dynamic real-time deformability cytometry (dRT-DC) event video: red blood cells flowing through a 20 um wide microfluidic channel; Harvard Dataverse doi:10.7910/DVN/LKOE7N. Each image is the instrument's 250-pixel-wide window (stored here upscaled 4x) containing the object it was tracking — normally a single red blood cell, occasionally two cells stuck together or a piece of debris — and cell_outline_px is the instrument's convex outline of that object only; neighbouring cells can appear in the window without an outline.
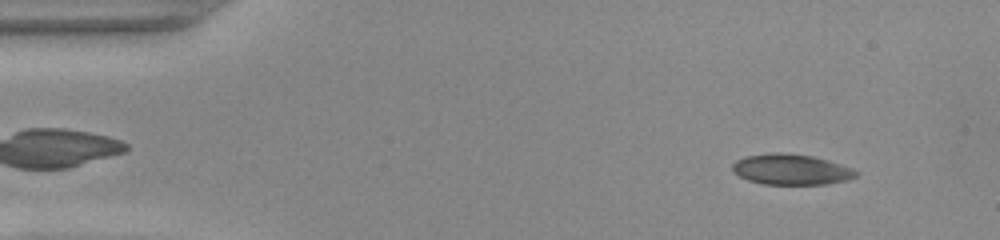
{"species": "common noctule bat (a hibernating species)", "species_latin": "Nyctalus noctula", "temperature_condition": "warm", "stored_images_in_passage": 50, "camera_frame_rate_fps": 3000, "um_per_image_px": 0.085, "animal": {"sex": "female", "body_mass_g": 22.0, "forearm_length_mm": 56.7}, "frame": {"image": 1, "passage_image": 4, "time_ms": 1.0, "image_size_px": [1000, 240], "cell_outline_px": [[860, 172], [856, 176], [848, 180], [828, 184], [764, 184], [748, 180], [740, 176], [732, 168], [732, 164], [736, 160], [744, 156], [772, 152], [784, 152], [812, 156], [828, 160], [852, 168]], "centroid_in_image_um": [67.27, 14.39], "position_along_channel_um": 17.7, "area_um2": 22.14}}
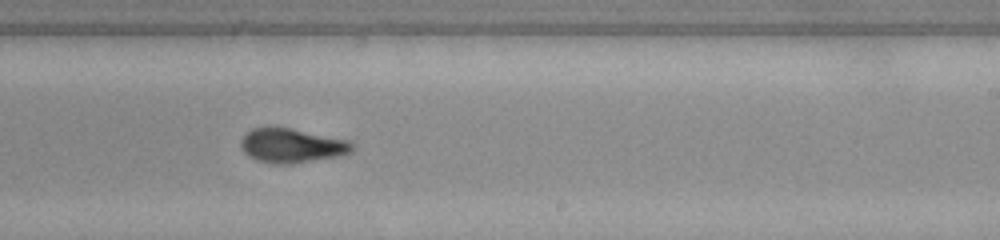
{"frame": {"image": 2, "passage_image": 30, "time_ms": 9.667, "image_size_px": [1000, 240], "cell_outline_px": [[352, 152], [340, 156], [288, 164], [272, 164], [256, 160], [248, 156], [244, 152], [240, 144], [240, 140], [252, 128], [292, 128], [348, 140], [352, 144]], "centroid_in_image_um": [24.79, 12.39], "position_along_channel_um": 264.2, "area_um2": 22.08}}
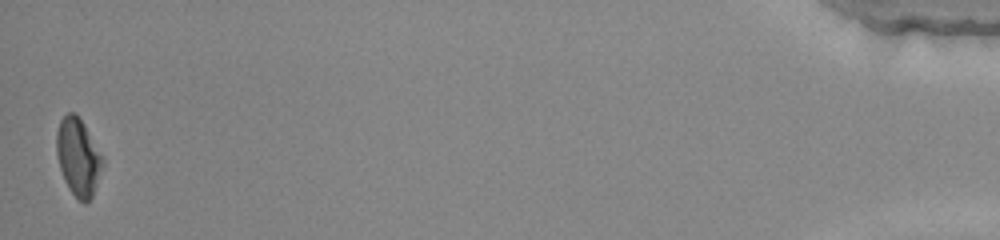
{"frame": {"image": 3, "passage_image": 50, "time_ms": 16.333, "image_size_px": [1000, 240], "cell_outline_px": [[104, 164], [92, 196], [84, 204], [72, 192], [64, 180], [60, 168], [56, 152], [56, 132], [60, 120], [68, 112], [76, 112], [84, 124], [104, 160]], "centroid_in_image_um": [6.63, 13.32], "position_along_channel_um": 428.6, "area_um2": 20.58}, "authors_computed_cell_mechanics": {"area_um2": 22.1952, "velocity_mm_per_s": 3.9127, "shape_relaxation_time_tau1_ms": 5.709, "shape_relaxation_time_tau2_ms": 1.8759, "deformation_change_tau1": 0.1872, "deformation_change_tau2": 0.0622}}